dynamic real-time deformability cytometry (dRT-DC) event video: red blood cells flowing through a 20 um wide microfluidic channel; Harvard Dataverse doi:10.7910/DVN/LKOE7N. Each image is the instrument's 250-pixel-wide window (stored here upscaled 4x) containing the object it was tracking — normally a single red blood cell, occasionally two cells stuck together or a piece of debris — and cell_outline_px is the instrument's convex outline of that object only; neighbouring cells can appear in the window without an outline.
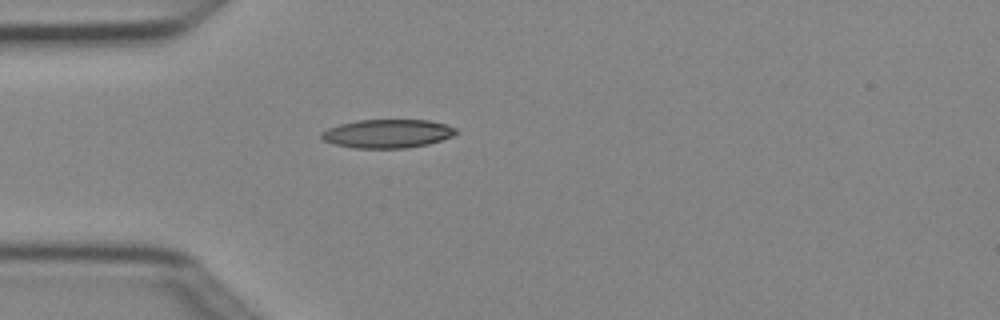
{"species": "Egyptian fruit bat (a non-hibernating species)", "species_latin": "Rousettus aegyptiacus", "temperature_condition": "cold", "stored_images_in_passage": 1, "camera_frame_rate_fps": 3000, "um_per_image_px": 0.085, "animal": {"sex": "female"}, "frame": {"image": 1, "passage_image": 1, "time_ms": 0.0, "image_size_px": [1000, 320], "cell_outline_px": [[460, 132], [452, 136], [428, 144], [408, 148], [356, 148], [332, 144], [324, 140], [320, 136], [320, 132], [328, 128], [340, 124], [360, 120], [428, 120], [444, 124], [456, 128]], "centroid_in_image_um": [32.93, 11.36], "position_along_channel_um": 52.1, "area_um2": 22.43}}